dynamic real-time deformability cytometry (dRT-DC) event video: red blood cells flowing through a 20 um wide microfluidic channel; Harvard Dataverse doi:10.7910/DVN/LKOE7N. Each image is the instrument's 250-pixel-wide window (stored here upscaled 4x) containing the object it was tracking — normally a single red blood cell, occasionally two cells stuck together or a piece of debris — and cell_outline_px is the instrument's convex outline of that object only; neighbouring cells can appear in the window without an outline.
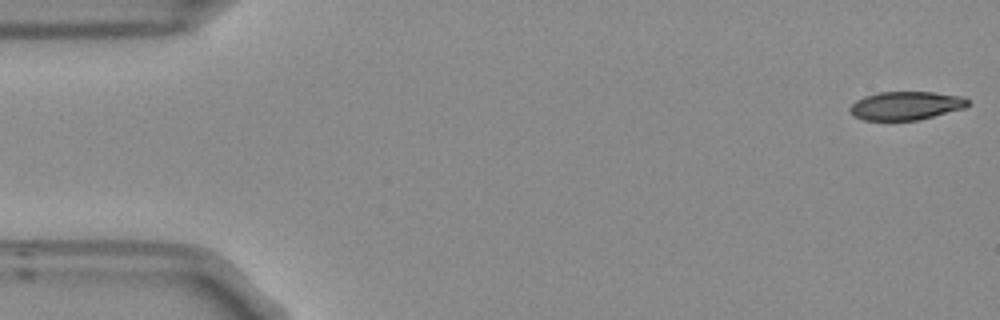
{"species": "Egyptian fruit bat (a non-hibernating species)", "species_latin": "Rousettus aegyptiacus", "temperature_condition": "room temperature", "stored_images_in_passage": 53, "camera_frame_rate_fps": 3000, "um_per_image_px": 0.085, "frame": {"image": 1, "passage_image": 1, "time_ms": 0.0, "image_size_px": [1000, 320], "cell_outline_px": [[968, 104], [964, 108], [920, 120], [864, 120], [852, 116], [848, 112], [848, 108], [856, 100], [864, 96], [880, 92], [932, 92], [964, 96], [968, 100]], "centroid_in_image_um": [76.97, 8.98], "position_along_channel_um": 8.0, "area_um2": 19.71}}
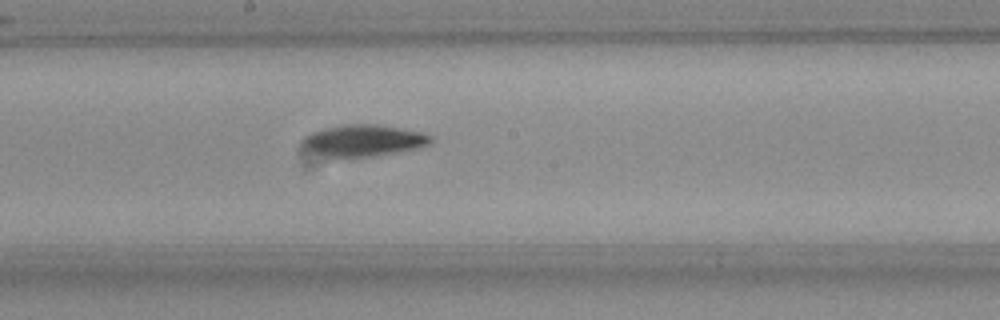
{"frame": {"image": 2, "passage_image": 28, "time_ms": 9.0, "image_size_px": [1000, 320], "cell_outline_px": [[432, 140], [428, 144], [416, 148], [396, 152], [372, 156], [328, 156], [304, 144], [304, 136], [320, 128], [344, 124], [380, 124], [424, 132], [432, 136]], "centroid_in_image_um": [31.0, 11.89], "position_along_channel_um": 217.2, "area_um2": 22.95}}
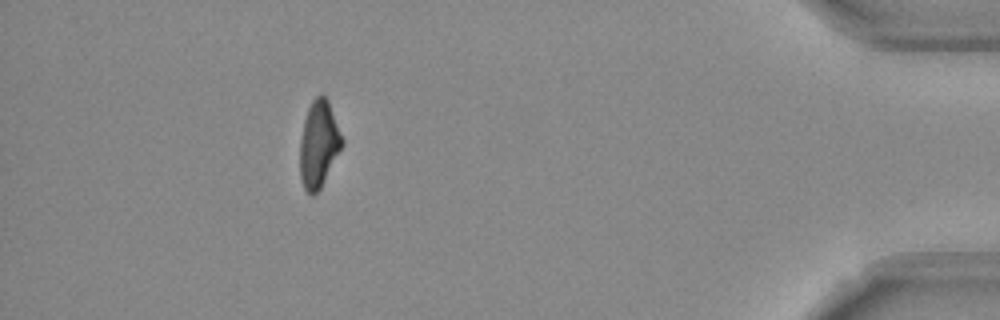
{"frame": {"image": 3, "passage_image": 48, "time_ms": 15.667, "image_size_px": [1000, 320], "cell_outline_px": [[344, 144], [320, 188], [312, 196], [304, 188], [300, 176], [300, 140], [304, 120], [308, 108], [312, 100], [320, 92], [328, 100], [344, 140]], "centroid_in_image_um": [27.1, 12.23], "position_along_channel_um": 408.1, "area_um2": 21.21}, "authors_computed_cell_mechanics": {"area_um2": 21.8484, "velocity_mm_per_s": 3.7578, "shape_relaxation_time_tau1_ms": 7.0454, "shape_relaxation_time_tau2_ms": 8.1899, "deformation_change_tau1": 0.1785, "deformation_change_tau2": 0.171}}